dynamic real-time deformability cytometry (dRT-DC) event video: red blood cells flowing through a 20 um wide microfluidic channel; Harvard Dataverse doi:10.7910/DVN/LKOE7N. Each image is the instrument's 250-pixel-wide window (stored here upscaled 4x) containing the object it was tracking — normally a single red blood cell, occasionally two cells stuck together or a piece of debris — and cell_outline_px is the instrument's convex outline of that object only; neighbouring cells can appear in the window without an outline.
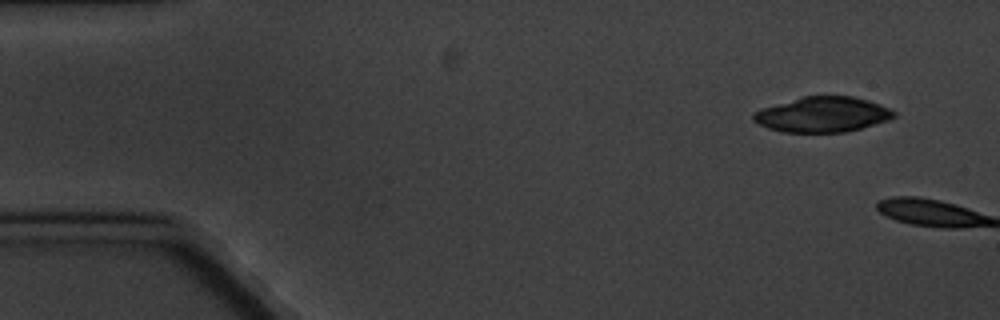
{"species": "common noctule bat (a hibernating species)", "species_latin": "Nyctalus noctula", "temperature_condition": "cold", "stored_images_in_passage": 2, "camera_frame_rate_fps": 3000, "um_per_image_px": 0.085, "animal": {"sex": "male", "body_mass_g": 20.1, "forearm_length_mm": 53.5}, "frame": {"image": 1, "passage_image": 1, "time_ms": 0.0, "image_size_px": [1000, 320], "cell_outline_px": [[896, 116], [888, 120], [860, 128], [844, 132], [784, 132], [768, 128], [756, 124], [752, 120], [752, 112], [760, 108], [800, 96], [852, 96], [868, 100], [888, 108], [896, 112]], "centroid_in_image_um": [69.84, 9.72], "position_along_channel_um": 15.2, "area_um2": 29.02}}